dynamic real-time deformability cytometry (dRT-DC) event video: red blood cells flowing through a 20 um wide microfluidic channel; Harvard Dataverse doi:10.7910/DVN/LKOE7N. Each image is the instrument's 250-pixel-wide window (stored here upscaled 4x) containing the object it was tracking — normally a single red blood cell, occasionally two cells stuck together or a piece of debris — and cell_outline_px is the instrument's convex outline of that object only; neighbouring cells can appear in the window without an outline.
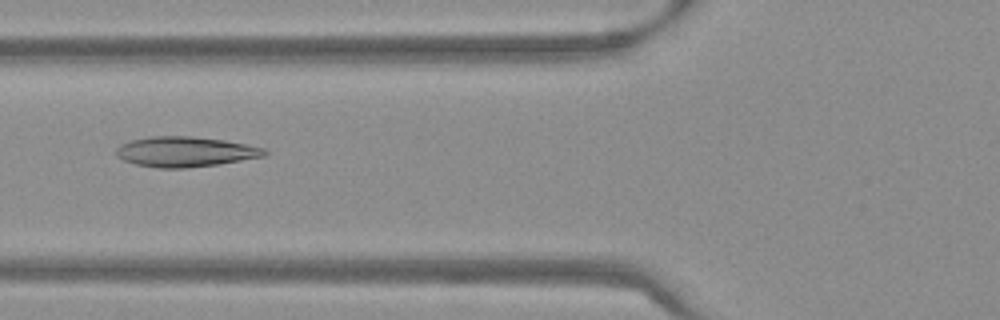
{"species": "Egyptian fruit bat (a non-hibernating species)", "species_latin": "Rousettus aegyptiacus", "temperature_condition": "warm", "stored_images_in_passage": 54, "camera_frame_rate_fps": 3000, "um_per_image_px": 0.085, "frame": {"image": 1, "passage_image": 21, "time_ms": 6.667, "image_size_px": [1000, 320], "cell_outline_px": [[268, 152], [264, 156], [216, 164], [188, 168], [156, 168], [136, 164], [124, 160], [116, 156], [116, 148], [120, 144], [132, 140], [148, 136], [192, 136], [224, 140], [264, 148]], "centroid_in_image_um": [15.7, 12.89], "position_along_channel_um": 110.1, "area_um2": 25.95}}
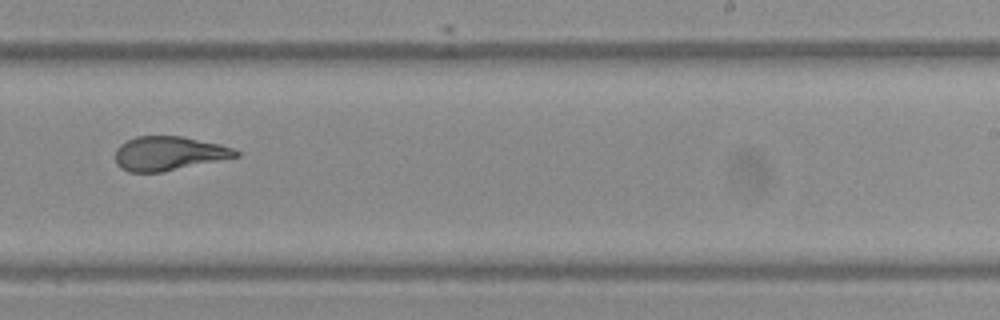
{"frame": {"image": 2, "passage_image": 34, "time_ms": 11.0, "image_size_px": [1000, 320], "cell_outline_px": [[240, 156], [160, 172], [128, 172], [120, 168], [116, 164], [116, 148], [120, 144], [136, 136], [180, 136], [220, 144], [232, 148], [240, 152]], "centroid_in_image_um": [14.32, 13.04], "position_along_channel_um": 274.7, "area_um2": 23.76}}
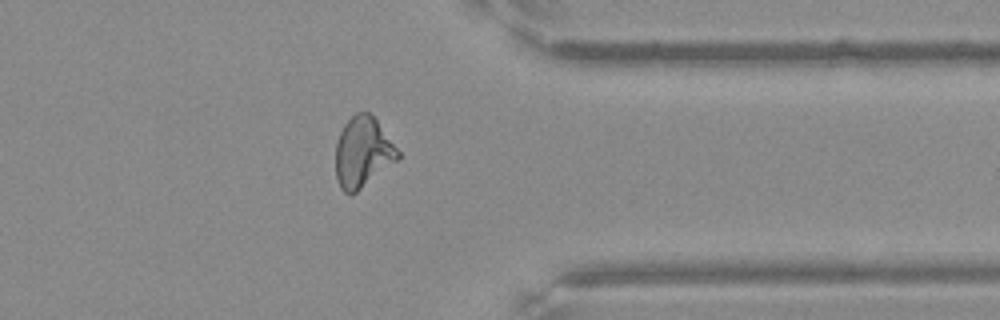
{"frame": {"image": 3, "passage_image": 43, "time_ms": 14.0, "image_size_px": [1000, 320], "cell_outline_px": [[400, 156], [396, 160], [356, 192], [344, 192], [340, 188], [336, 180], [336, 144], [340, 132], [344, 124], [356, 112], [368, 112], [376, 120], [400, 152]], "centroid_in_image_um": [30.81, 12.93], "position_along_channel_um": 380.6, "area_um2": 24.97}, "authors_computed_cell_mechanics": {"area_um2": 25.7788, "velocity_mm_per_s": 3.7877, "shape_relaxation_time_tau1_ms": null, "shape_relaxation_time_tau2_ms": 1.3265, "deformation_change_tau1": null, "deformation_change_tau2": 0.0805}}